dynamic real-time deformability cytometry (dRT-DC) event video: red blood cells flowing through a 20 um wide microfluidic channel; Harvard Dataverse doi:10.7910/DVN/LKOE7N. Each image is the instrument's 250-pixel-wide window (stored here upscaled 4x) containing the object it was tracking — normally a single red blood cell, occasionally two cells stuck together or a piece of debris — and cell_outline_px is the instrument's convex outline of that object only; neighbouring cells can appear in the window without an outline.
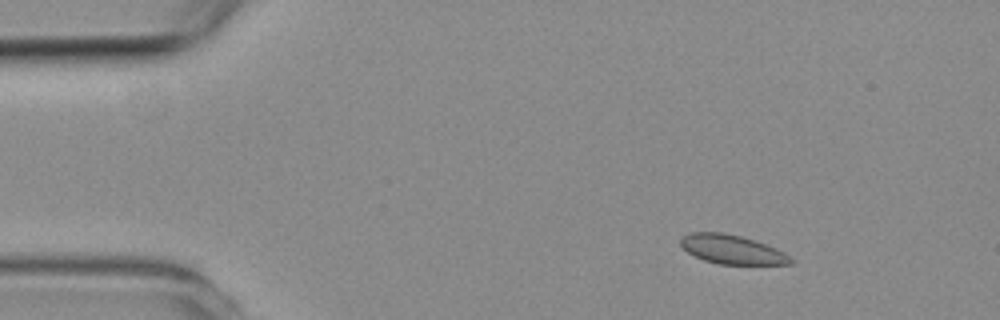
{"species": "common noctule bat (a hibernating species)", "species_latin": "Nyctalus noctula", "temperature_condition": "room temperature", "stored_images_in_passage": 5, "camera_frame_rate_fps": 3000, "um_per_image_px": 0.085, "animal": {"sex": "female", "body_mass_g": 19.3, "forearm_length_mm": 54.1}, "frame": {"image": 1, "passage_image": 2, "time_ms": 2.0, "image_size_px": [1000, 320], "cell_outline_px": [[796, 260], [792, 264], [720, 264], [704, 260], [688, 252], [680, 244], [680, 240], [684, 236], [692, 232], [724, 232], [740, 236], [776, 248], [784, 252]], "centroid_in_image_um": [62.25, 21.21], "position_along_channel_um": 22.7, "area_um2": 18.44}}
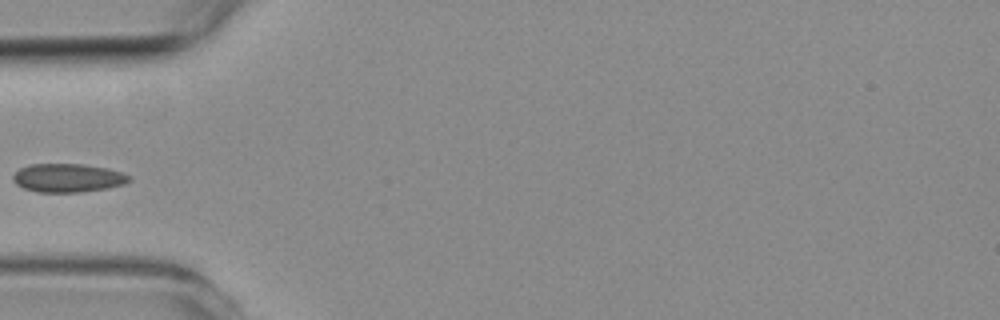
{"frame": {"image": 2, "passage_image": 5, "time_ms": 5.333, "image_size_px": [1000, 320], "cell_outline_px": [[132, 180], [124, 184], [108, 188], [80, 192], [36, 192], [24, 188], [16, 184], [12, 180], [12, 176], [20, 168], [28, 164], [84, 164], [108, 168], [132, 176]], "centroid_in_image_um": [5.78, 15.12], "position_along_channel_um": 79.2, "area_um2": 19.48}}